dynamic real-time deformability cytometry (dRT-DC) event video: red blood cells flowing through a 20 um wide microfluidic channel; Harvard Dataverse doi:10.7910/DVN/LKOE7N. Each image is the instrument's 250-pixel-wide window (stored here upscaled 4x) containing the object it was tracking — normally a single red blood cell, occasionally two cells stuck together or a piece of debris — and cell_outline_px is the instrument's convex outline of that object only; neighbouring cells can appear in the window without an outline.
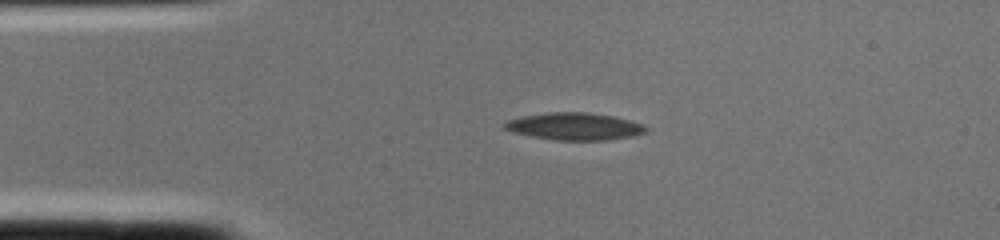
{"species": "common noctule bat (a hibernating species)", "species_latin": "Nyctalus noctula", "temperature_condition": "cold", "stored_images_in_passage": 1, "camera_frame_rate_fps": 3000, "um_per_image_px": 0.085, "animal": {"sex": "female", "body_mass_g": 22.0, "forearm_length_mm": 56.7}, "frame": {"image": 1, "passage_image": 1, "time_ms": 0.0, "image_size_px": [1000, 240], "cell_outline_px": [[648, 128], [644, 132], [632, 136], [608, 140], [552, 140], [512, 132], [504, 128], [500, 124], [508, 120], [524, 116], [548, 112], [588, 112], [612, 116], [644, 124]], "centroid_in_image_um": [48.8, 10.74], "position_along_channel_um": 36.2, "area_um2": 22.43}}